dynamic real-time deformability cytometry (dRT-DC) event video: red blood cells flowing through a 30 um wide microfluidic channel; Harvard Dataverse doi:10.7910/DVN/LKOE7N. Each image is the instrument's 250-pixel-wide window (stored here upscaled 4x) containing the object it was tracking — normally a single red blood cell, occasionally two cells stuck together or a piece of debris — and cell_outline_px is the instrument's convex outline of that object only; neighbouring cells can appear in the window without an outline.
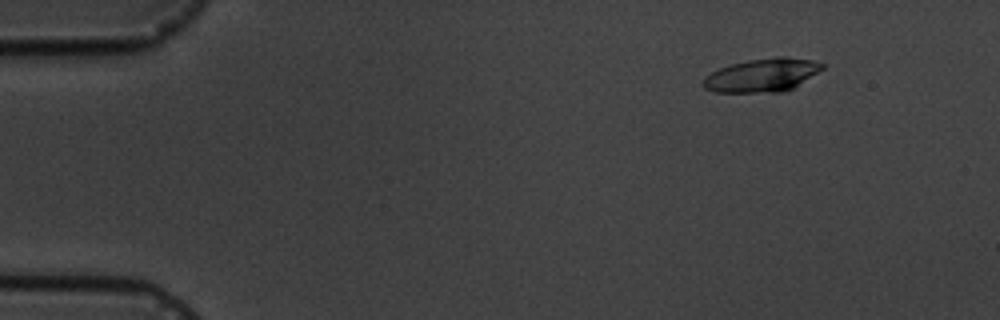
{"species": "common noctule bat (a hibernating species)", "species_latin": "Nyctalus noctula", "temperature_condition": "cold", "stored_images_in_passage": 6, "camera_frame_rate_fps": 3000, "um_per_image_px": 0.085, "animal": {"sex": "male", "body_mass_g": 19.5, "forearm_length_mm": 54.6}, "frame": {"image": 1, "passage_image": 2, "time_ms": 1.0, "image_size_px": [1000, 320], "cell_outline_px": [[828, 64], [824, 68], [796, 88], [788, 92], [716, 92], [704, 88], [700, 84], [704, 76], [720, 68], [732, 64], [748, 60], [776, 56], [784, 56], [812, 60]], "centroid_in_image_um": [64.83, 6.39], "position_along_channel_um": 20.2, "area_um2": 23.64}}